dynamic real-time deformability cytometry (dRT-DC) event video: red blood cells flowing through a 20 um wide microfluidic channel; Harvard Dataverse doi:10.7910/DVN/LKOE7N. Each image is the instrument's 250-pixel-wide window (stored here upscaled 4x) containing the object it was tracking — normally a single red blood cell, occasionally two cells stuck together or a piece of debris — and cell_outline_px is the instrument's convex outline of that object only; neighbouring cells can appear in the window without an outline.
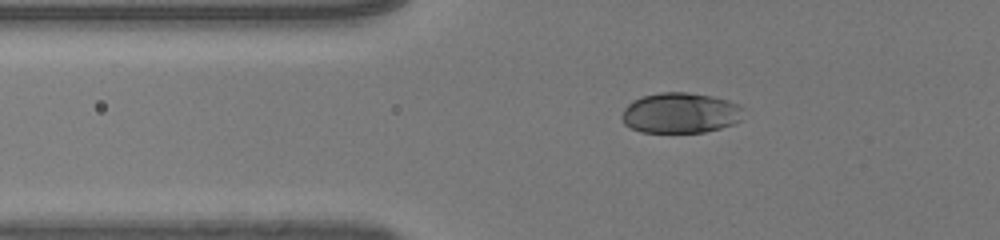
{"species": "human", "species_latin": "Homo sapiens", "temperature_condition": "room temperature", "stored_images_in_passage": 40, "camera_frame_rate_fps": 3000, "um_per_image_px": 0.085, "donor": {"sex": "male"}, "frame": {"image": 1, "passage_image": 8, "time_ms": 2.333, "image_size_px": [1000, 240], "cell_outline_px": [[744, 108], [740, 120], [732, 124], [720, 128], [704, 132], [640, 132], [624, 124], [624, 108], [632, 100], [644, 96], [660, 92], [688, 92], [712, 96], [728, 100], [740, 104]], "centroid_in_image_um": [57.86, 9.59], "position_along_channel_um": 67.9, "area_um2": 28.61}}
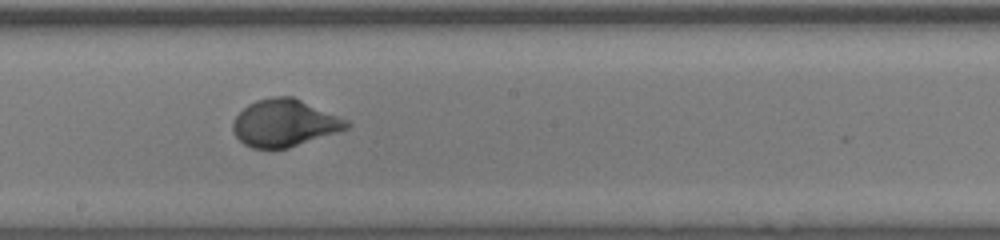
{"frame": {"image": 2, "passage_image": 21, "time_ms": 6.667, "image_size_px": [1000, 240], "cell_outline_px": [[352, 124], [348, 128], [288, 148], [252, 148], [244, 144], [236, 136], [232, 128], [232, 124], [236, 116], [248, 104], [256, 100], [272, 96], [292, 96], [348, 120]], "centroid_in_image_um": [24.17, 10.45], "position_along_channel_um": 224.0, "area_um2": 30.98}}
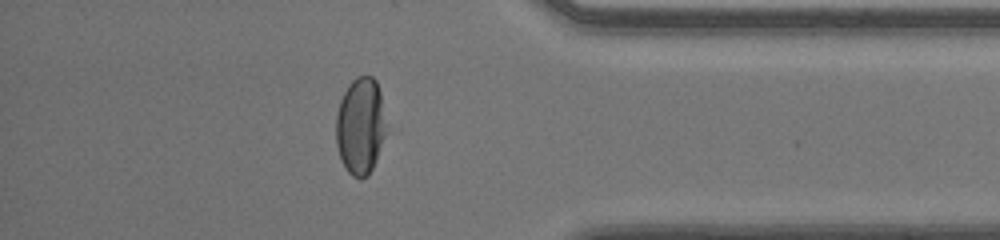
{"frame": {"image": 3, "passage_image": 35, "time_ms": 11.333, "image_size_px": [1000, 240], "cell_outline_px": [[384, 136], [376, 160], [368, 176], [360, 180], [352, 176], [348, 172], [340, 160], [336, 144], [336, 116], [340, 100], [348, 84], [356, 76], [372, 76], [376, 80], [380, 92], [384, 128]], "centroid_in_image_um": [30.59, 10.73], "position_along_channel_um": 404.6, "area_um2": 28.09}, "authors_computed_cell_mechanics": {"area_um2": 29.9404, "velocity_mm_per_s": 4.0654, "shape_relaxation_time_tau1_ms": 2.4567, "shape_relaxation_time_tau2_ms": null, "deformation_change_tau1": 0.1581, "deformation_change_tau2": null}}